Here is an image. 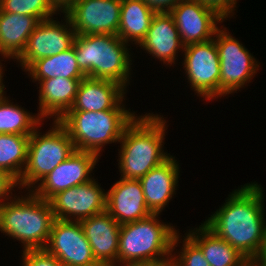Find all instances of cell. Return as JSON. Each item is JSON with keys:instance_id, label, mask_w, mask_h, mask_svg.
<instances>
[{"instance_id": "cell-3", "label": "cell", "mask_w": 266, "mask_h": 266, "mask_svg": "<svg viewBox=\"0 0 266 266\" xmlns=\"http://www.w3.org/2000/svg\"><path fill=\"white\" fill-rule=\"evenodd\" d=\"M128 46L111 34H76L73 42L76 61L86 77L112 80L126 89L133 71V54Z\"/></svg>"}, {"instance_id": "cell-27", "label": "cell", "mask_w": 266, "mask_h": 266, "mask_svg": "<svg viewBox=\"0 0 266 266\" xmlns=\"http://www.w3.org/2000/svg\"><path fill=\"white\" fill-rule=\"evenodd\" d=\"M30 135L0 134V170L9 173L17 181L27 163Z\"/></svg>"}, {"instance_id": "cell-30", "label": "cell", "mask_w": 266, "mask_h": 266, "mask_svg": "<svg viewBox=\"0 0 266 266\" xmlns=\"http://www.w3.org/2000/svg\"><path fill=\"white\" fill-rule=\"evenodd\" d=\"M21 266H62L59 260L45 249L22 251Z\"/></svg>"}, {"instance_id": "cell-23", "label": "cell", "mask_w": 266, "mask_h": 266, "mask_svg": "<svg viewBox=\"0 0 266 266\" xmlns=\"http://www.w3.org/2000/svg\"><path fill=\"white\" fill-rule=\"evenodd\" d=\"M38 22L34 16L0 10V56L15 62Z\"/></svg>"}, {"instance_id": "cell-21", "label": "cell", "mask_w": 266, "mask_h": 266, "mask_svg": "<svg viewBox=\"0 0 266 266\" xmlns=\"http://www.w3.org/2000/svg\"><path fill=\"white\" fill-rule=\"evenodd\" d=\"M81 80L55 77L36 83L39 84V116L44 121L47 118L58 121L72 108Z\"/></svg>"}, {"instance_id": "cell-35", "label": "cell", "mask_w": 266, "mask_h": 266, "mask_svg": "<svg viewBox=\"0 0 266 266\" xmlns=\"http://www.w3.org/2000/svg\"><path fill=\"white\" fill-rule=\"evenodd\" d=\"M252 266H266V239L259 257L252 263Z\"/></svg>"}, {"instance_id": "cell-36", "label": "cell", "mask_w": 266, "mask_h": 266, "mask_svg": "<svg viewBox=\"0 0 266 266\" xmlns=\"http://www.w3.org/2000/svg\"><path fill=\"white\" fill-rule=\"evenodd\" d=\"M122 266H172V261H162L154 263L127 264Z\"/></svg>"}, {"instance_id": "cell-33", "label": "cell", "mask_w": 266, "mask_h": 266, "mask_svg": "<svg viewBox=\"0 0 266 266\" xmlns=\"http://www.w3.org/2000/svg\"><path fill=\"white\" fill-rule=\"evenodd\" d=\"M156 13L169 12L178 3L184 0H143Z\"/></svg>"}, {"instance_id": "cell-9", "label": "cell", "mask_w": 266, "mask_h": 266, "mask_svg": "<svg viewBox=\"0 0 266 266\" xmlns=\"http://www.w3.org/2000/svg\"><path fill=\"white\" fill-rule=\"evenodd\" d=\"M182 66L194 94L205 99L220 98V60L215 39L184 46Z\"/></svg>"}, {"instance_id": "cell-25", "label": "cell", "mask_w": 266, "mask_h": 266, "mask_svg": "<svg viewBox=\"0 0 266 266\" xmlns=\"http://www.w3.org/2000/svg\"><path fill=\"white\" fill-rule=\"evenodd\" d=\"M24 72L31 77L32 82L62 77L69 79H84L86 75L80 70L73 46L59 54L34 61Z\"/></svg>"}, {"instance_id": "cell-2", "label": "cell", "mask_w": 266, "mask_h": 266, "mask_svg": "<svg viewBox=\"0 0 266 266\" xmlns=\"http://www.w3.org/2000/svg\"><path fill=\"white\" fill-rule=\"evenodd\" d=\"M164 118L154 112L137 115L126 127L117 159L121 178L140 179L171 156L163 150L168 129Z\"/></svg>"}, {"instance_id": "cell-19", "label": "cell", "mask_w": 266, "mask_h": 266, "mask_svg": "<svg viewBox=\"0 0 266 266\" xmlns=\"http://www.w3.org/2000/svg\"><path fill=\"white\" fill-rule=\"evenodd\" d=\"M180 165L175 156L171 155L166 161L152 168L141 177L145 201L152 214H160L165 210L176 191L180 178Z\"/></svg>"}, {"instance_id": "cell-12", "label": "cell", "mask_w": 266, "mask_h": 266, "mask_svg": "<svg viewBox=\"0 0 266 266\" xmlns=\"http://www.w3.org/2000/svg\"><path fill=\"white\" fill-rule=\"evenodd\" d=\"M95 178L61 191L50 200L54 219L81 221L106 211L107 192Z\"/></svg>"}, {"instance_id": "cell-16", "label": "cell", "mask_w": 266, "mask_h": 266, "mask_svg": "<svg viewBox=\"0 0 266 266\" xmlns=\"http://www.w3.org/2000/svg\"><path fill=\"white\" fill-rule=\"evenodd\" d=\"M106 211L120 224L151 215L139 179L121 178L107 191Z\"/></svg>"}, {"instance_id": "cell-34", "label": "cell", "mask_w": 266, "mask_h": 266, "mask_svg": "<svg viewBox=\"0 0 266 266\" xmlns=\"http://www.w3.org/2000/svg\"><path fill=\"white\" fill-rule=\"evenodd\" d=\"M4 59H6L7 60V58H3V60H0V100L2 99V98H4L6 95V91H5V89H6V87H5V82H3L4 81V75H5V73H4V67H3V63H1V61H4Z\"/></svg>"}, {"instance_id": "cell-18", "label": "cell", "mask_w": 266, "mask_h": 266, "mask_svg": "<svg viewBox=\"0 0 266 266\" xmlns=\"http://www.w3.org/2000/svg\"><path fill=\"white\" fill-rule=\"evenodd\" d=\"M93 255L101 266H117L121 225L107 212L80 221Z\"/></svg>"}, {"instance_id": "cell-4", "label": "cell", "mask_w": 266, "mask_h": 266, "mask_svg": "<svg viewBox=\"0 0 266 266\" xmlns=\"http://www.w3.org/2000/svg\"><path fill=\"white\" fill-rule=\"evenodd\" d=\"M124 102L99 112L67 111L58 122L69 134L75 150L93 152L101 157L102 148L107 144H118L126 127L137 116Z\"/></svg>"}, {"instance_id": "cell-1", "label": "cell", "mask_w": 266, "mask_h": 266, "mask_svg": "<svg viewBox=\"0 0 266 266\" xmlns=\"http://www.w3.org/2000/svg\"><path fill=\"white\" fill-rule=\"evenodd\" d=\"M264 191L256 181L241 185L203 222L251 263L259 257L266 239Z\"/></svg>"}, {"instance_id": "cell-37", "label": "cell", "mask_w": 266, "mask_h": 266, "mask_svg": "<svg viewBox=\"0 0 266 266\" xmlns=\"http://www.w3.org/2000/svg\"><path fill=\"white\" fill-rule=\"evenodd\" d=\"M61 11L67 8L75 0H54Z\"/></svg>"}, {"instance_id": "cell-7", "label": "cell", "mask_w": 266, "mask_h": 266, "mask_svg": "<svg viewBox=\"0 0 266 266\" xmlns=\"http://www.w3.org/2000/svg\"><path fill=\"white\" fill-rule=\"evenodd\" d=\"M40 124L30 135L27 163L21 178L17 181L19 189L31 191L61 162L76 150L69 134L58 122H52L50 129L42 134ZM40 128V129H39Z\"/></svg>"}, {"instance_id": "cell-5", "label": "cell", "mask_w": 266, "mask_h": 266, "mask_svg": "<svg viewBox=\"0 0 266 266\" xmlns=\"http://www.w3.org/2000/svg\"><path fill=\"white\" fill-rule=\"evenodd\" d=\"M160 215L121 225L117 266L172 261L173 240L180 231L160 220Z\"/></svg>"}, {"instance_id": "cell-31", "label": "cell", "mask_w": 266, "mask_h": 266, "mask_svg": "<svg viewBox=\"0 0 266 266\" xmlns=\"http://www.w3.org/2000/svg\"><path fill=\"white\" fill-rule=\"evenodd\" d=\"M201 5L213 10L224 21L231 19L236 15L234 14L237 8L238 0H197ZM236 7V8H235Z\"/></svg>"}, {"instance_id": "cell-6", "label": "cell", "mask_w": 266, "mask_h": 266, "mask_svg": "<svg viewBox=\"0 0 266 266\" xmlns=\"http://www.w3.org/2000/svg\"><path fill=\"white\" fill-rule=\"evenodd\" d=\"M53 221L50 202L32 191L19 196L15 194L0 206V232L20 241L22 251L44 249Z\"/></svg>"}, {"instance_id": "cell-22", "label": "cell", "mask_w": 266, "mask_h": 266, "mask_svg": "<svg viewBox=\"0 0 266 266\" xmlns=\"http://www.w3.org/2000/svg\"><path fill=\"white\" fill-rule=\"evenodd\" d=\"M192 229L185 234L201 249L210 266H252L245 256L204 223Z\"/></svg>"}, {"instance_id": "cell-32", "label": "cell", "mask_w": 266, "mask_h": 266, "mask_svg": "<svg viewBox=\"0 0 266 266\" xmlns=\"http://www.w3.org/2000/svg\"><path fill=\"white\" fill-rule=\"evenodd\" d=\"M15 187L19 188L17 180L9 173L0 170V206L15 195L12 193L15 192Z\"/></svg>"}, {"instance_id": "cell-20", "label": "cell", "mask_w": 266, "mask_h": 266, "mask_svg": "<svg viewBox=\"0 0 266 266\" xmlns=\"http://www.w3.org/2000/svg\"><path fill=\"white\" fill-rule=\"evenodd\" d=\"M127 92L118 82L85 77L80 82L75 102L69 111L111 110L126 99Z\"/></svg>"}, {"instance_id": "cell-29", "label": "cell", "mask_w": 266, "mask_h": 266, "mask_svg": "<svg viewBox=\"0 0 266 266\" xmlns=\"http://www.w3.org/2000/svg\"><path fill=\"white\" fill-rule=\"evenodd\" d=\"M181 237L178 232L173 240V252L178 251L172 254V266H210L201 249L186 234L182 237L183 240ZM180 243H183L182 247L175 249Z\"/></svg>"}, {"instance_id": "cell-26", "label": "cell", "mask_w": 266, "mask_h": 266, "mask_svg": "<svg viewBox=\"0 0 266 266\" xmlns=\"http://www.w3.org/2000/svg\"><path fill=\"white\" fill-rule=\"evenodd\" d=\"M5 96L0 100V134L31 135L43 119Z\"/></svg>"}, {"instance_id": "cell-28", "label": "cell", "mask_w": 266, "mask_h": 266, "mask_svg": "<svg viewBox=\"0 0 266 266\" xmlns=\"http://www.w3.org/2000/svg\"><path fill=\"white\" fill-rule=\"evenodd\" d=\"M0 10L34 16L38 21L62 14L54 0H0Z\"/></svg>"}, {"instance_id": "cell-8", "label": "cell", "mask_w": 266, "mask_h": 266, "mask_svg": "<svg viewBox=\"0 0 266 266\" xmlns=\"http://www.w3.org/2000/svg\"><path fill=\"white\" fill-rule=\"evenodd\" d=\"M214 39L220 60V98L229 97L251 83L260 62L224 25L217 29Z\"/></svg>"}, {"instance_id": "cell-11", "label": "cell", "mask_w": 266, "mask_h": 266, "mask_svg": "<svg viewBox=\"0 0 266 266\" xmlns=\"http://www.w3.org/2000/svg\"><path fill=\"white\" fill-rule=\"evenodd\" d=\"M44 249L62 266H101L93 255L80 221L54 219Z\"/></svg>"}, {"instance_id": "cell-13", "label": "cell", "mask_w": 266, "mask_h": 266, "mask_svg": "<svg viewBox=\"0 0 266 266\" xmlns=\"http://www.w3.org/2000/svg\"><path fill=\"white\" fill-rule=\"evenodd\" d=\"M122 0H75L63 12L76 34L117 35Z\"/></svg>"}, {"instance_id": "cell-15", "label": "cell", "mask_w": 266, "mask_h": 266, "mask_svg": "<svg viewBox=\"0 0 266 266\" xmlns=\"http://www.w3.org/2000/svg\"><path fill=\"white\" fill-rule=\"evenodd\" d=\"M179 31L181 43L186 46L202 43L214 38L224 20L213 10L197 0H184L169 11Z\"/></svg>"}, {"instance_id": "cell-24", "label": "cell", "mask_w": 266, "mask_h": 266, "mask_svg": "<svg viewBox=\"0 0 266 266\" xmlns=\"http://www.w3.org/2000/svg\"><path fill=\"white\" fill-rule=\"evenodd\" d=\"M155 14L143 0H122L117 36L129 45L139 46Z\"/></svg>"}, {"instance_id": "cell-14", "label": "cell", "mask_w": 266, "mask_h": 266, "mask_svg": "<svg viewBox=\"0 0 266 266\" xmlns=\"http://www.w3.org/2000/svg\"><path fill=\"white\" fill-rule=\"evenodd\" d=\"M100 157L93 152L75 151L61 162L31 191L41 199L49 201L57 193L86 183L94 178L92 172Z\"/></svg>"}, {"instance_id": "cell-17", "label": "cell", "mask_w": 266, "mask_h": 266, "mask_svg": "<svg viewBox=\"0 0 266 266\" xmlns=\"http://www.w3.org/2000/svg\"><path fill=\"white\" fill-rule=\"evenodd\" d=\"M141 49L171 67L178 60V53L183 52L179 31L169 12L156 13L150 23L145 39L140 43ZM179 51V52H178Z\"/></svg>"}, {"instance_id": "cell-10", "label": "cell", "mask_w": 266, "mask_h": 266, "mask_svg": "<svg viewBox=\"0 0 266 266\" xmlns=\"http://www.w3.org/2000/svg\"><path fill=\"white\" fill-rule=\"evenodd\" d=\"M62 13L64 20H54L55 17H52L38 22L28 38L26 48L15 60L23 71L36 60L59 54L73 46L76 32L68 16Z\"/></svg>"}]
</instances>
